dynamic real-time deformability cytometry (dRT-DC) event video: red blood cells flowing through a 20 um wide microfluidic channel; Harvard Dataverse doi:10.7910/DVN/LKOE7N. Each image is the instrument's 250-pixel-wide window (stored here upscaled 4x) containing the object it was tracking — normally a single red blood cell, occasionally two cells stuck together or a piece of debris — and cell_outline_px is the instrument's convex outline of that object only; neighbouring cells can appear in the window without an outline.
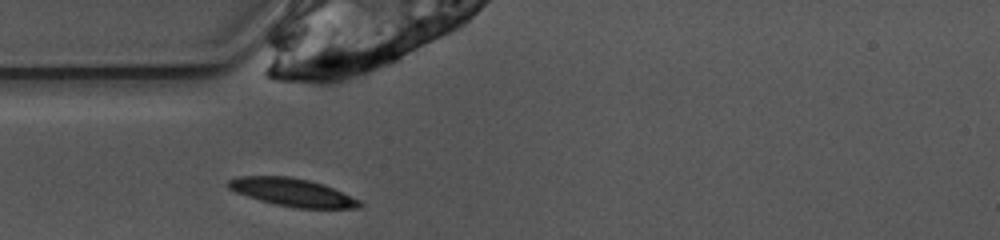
{"species": "common noctule bat (a hibernating species)", "species_latin": "Nyctalus noctula", "temperature_condition": "warm", "stored_images_in_passage": 38, "camera_frame_rate_fps": 3000, "um_per_image_px": 0.085, "animal": {"sex": "female", "body_mass_g": 10.0, "forearm_length_mm": 53.1}, "frame": {"image": 1, "passage_image": 1, "time_ms": 0.0, "image_size_px": [1000, 240], "cell_outline_px": [[364, 204], [360, 208], [296, 208], [276, 204], [260, 200], [236, 192], [228, 188], [228, 180], [240, 176], [288, 176], [308, 180], [332, 188], [360, 200]], "centroid_in_image_um": [24.86, 16.35], "position_along_channel_um": 60.1, "area_um2": 21.04}}
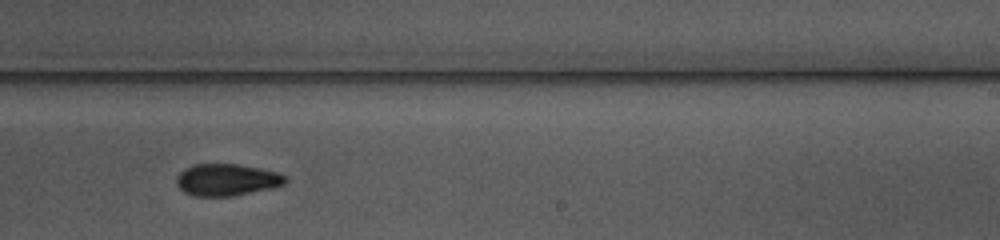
{"frame": {"image": 2, "passage_image": 17, "time_ms": 5.333, "image_size_px": [1000, 240], "cell_outline_px": [[288, 180], [284, 184], [268, 188], [232, 196], [192, 196], [184, 192], [176, 184], [176, 176], [184, 168], [196, 164], [236, 164], [260, 168], [276, 172], [288, 176]], "centroid_in_image_um": [19.24, 15.28], "position_along_channel_um": 269.8, "area_um2": 20.17}}
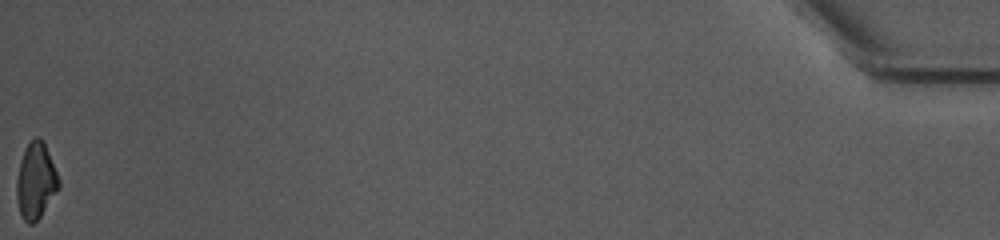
{"frame": {"image": 3, "passage_image": 38, "time_ms": 12.333, "image_size_px": [1000, 240], "cell_outline_px": [[60, 184], [40, 216], [32, 224], [28, 224], [24, 220], [20, 212], [16, 196], [16, 180], [20, 160], [24, 148], [28, 140], [36, 136], [40, 136], [44, 140], [60, 180]], "centroid_in_image_um": [3.02, 15.28], "position_along_channel_um": 432.2, "area_um2": 18.73}, "authors_computed_cell_mechanics": {"area_um2": 20.1433, "velocity_mm_per_s": 3.9109, "shape_relaxation_time_tau1_ms": 4.7516, "shape_relaxation_time_tau2_ms": null, "deformation_change_tau1": 0.1445, "deformation_change_tau2": null}}